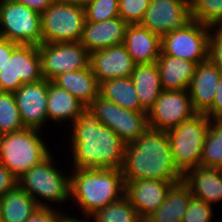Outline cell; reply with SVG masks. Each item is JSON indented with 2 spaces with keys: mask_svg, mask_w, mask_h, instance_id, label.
Listing matches in <instances>:
<instances>
[{
  "mask_svg": "<svg viewBox=\"0 0 222 222\" xmlns=\"http://www.w3.org/2000/svg\"><path fill=\"white\" fill-rule=\"evenodd\" d=\"M20 44L12 42L7 39L0 38V72L6 66L9 61L12 52L19 46Z\"/></svg>",
  "mask_w": 222,
  "mask_h": 222,
  "instance_id": "cell-40",
  "label": "cell"
},
{
  "mask_svg": "<svg viewBox=\"0 0 222 222\" xmlns=\"http://www.w3.org/2000/svg\"><path fill=\"white\" fill-rule=\"evenodd\" d=\"M212 27L192 20L183 29L161 37V53L199 64L209 59Z\"/></svg>",
  "mask_w": 222,
  "mask_h": 222,
  "instance_id": "cell-9",
  "label": "cell"
},
{
  "mask_svg": "<svg viewBox=\"0 0 222 222\" xmlns=\"http://www.w3.org/2000/svg\"><path fill=\"white\" fill-rule=\"evenodd\" d=\"M71 145L74 169H120L126 143L86 107L72 124Z\"/></svg>",
  "mask_w": 222,
  "mask_h": 222,
  "instance_id": "cell-1",
  "label": "cell"
},
{
  "mask_svg": "<svg viewBox=\"0 0 222 222\" xmlns=\"http://www.w3.org/2000/svg\"><path fill=\"white\" fill-rule=\"evenodd\" d=\"M195 114L188 90H163L147 112L148 127L168 131Z\"/></svg>",
  "mask_w": 222,
  "mask_h": 222,
  "instance_id": "cell-13",
  "label": "cell"
},
{
  "mask_svg": "<svg viewBox=\"0 0 222 222\" xmlns=\"http://www.w3.org/2000/svg\"><path fill=\"white\" fill-rule=\"evenodd\" d=\"M100 123L114 131L126 144L137 140L149 127L146 111H132L97 96L88 106Z\"/></svg>",
  "mask_w": 222,
  "mask_h": 222,
  "instance_id": "cell-10",
  "label": "cell"
},
{
  "mask_svg": "<svg viewBox=\"0 0 222 222\" xmlns=\"http://www.w3.org/2000/svg\"><path fill=\"white\" fill-rule=\"evenodd\" d=\"M39 206L18 184L0 198L3 222H25Z\"/></svg>",
  "mask_w": 222,
  "mask_h": 222,
  "instance_id": "cell-27",
  "label": "cell"
},
{
  "mask_svg": "<svg viewBox=\"0 0 222 222\" xmlns=\"http://www.w3.org/2000/svg\"><path fill=\"white\" fill-rule=\"evenodd\" d=\"M86 106L68 91L48 81L47 114L55 123L68 121L72 125ZM71 119V120H70Z\"/></svg>",
  "mask_w": 222,
  "mask_h": 222,
  "instance_id": "cell-24",
  "label": "cell"
},
{
  "mask_svg": "<svg viewBox=\"0 0 222 222\" xmlns=\"http://www.w3.org/2000/svg\"><path fill=\"white\" fill-rule=\"evenodd\" d=\"M209 59L222 73V31L212 27L209 43Z\"/></svg>",
  "mask_w": 222,
  "mask_h": 222,
  "instance_id": "cell-36",
  "label": "cell"
},
{
  "mask_svg": "<svg viewBox=\"0 0 222 222\" xmlns=\"http://www.w3.org/2000/svg\"><path fill=\"white\" fill-rule=\"evenodd\" d=\"M193 197L212 205L222 201V169L198 166L183 174Z\"/></svg>",
  "mask_w": 222,
  "mask_h": 222,
  "instance_id": "cell-21",
  "label": "cell"
},
{
  "mask_svg": "<svg viewBox=\"0 0 222 222\" xmlns=\"http://www.w3.org/2000/svg\"><path fill=\"white\" fill-rule=\"evenodd\" d=\"M191 21L189 0H150L140 24L163 37L169 32L183 29Z\"/></svg>",
  "mask_w": 222,
  "mask_h": 222,
  "instance_id": "cell-14",
  "label": "cell"
},
{
  "mask_svg": "<svg viewBox=\"0 0 222 222\" xmlns=\"http://www.w3.org/2000/svg\"><path fill=\"white\" fill-rule=\"evenodd\" d=\"M52 157L50 154L17 180L18 185L35 200L39 207H51L42 200L62 203L70 199V175H64L61 170L53 166Z\"/></svg>",
  "mask_w": 222,
  "mask_h": 222,
  "instance_id": "cell-6",
  "label": "cell"
},
{
  "mask_svg": "<svg viewBox=\"0 0 222 222\" xmlns=\"http://www.w3.org/2000/svg\"><path fill=\"white\" fill-rule=\"evenodd\" d=\"M40 131L24 128L0 137V162L17 180L51 154L39 136Z\"/></svg>",
  "mask_w": 222,
  "mask_h": 222,
  "instance_id": "cell-4",
  "label": "cell"
},
{
  "mask_svg": "<svg viewBox=\"0 0 222 222\" xmlns=\"http://www.w3.org/2000/svg\"><path fill=\"white\" fill-rule=\"evenodd\" d=\"M18 184L17 179L0 162V198Z\"/></svg>",
  "mask_w": 222,
  "mask_h": 222,
  "instance_id": "cell-39",
  "label": "cell"
},
{
  "mask_svg": "<svg viewBox=\"0 0 222 222\" xmlns=\"http://www.w3.org/2000/svg\"><path fill=\"white\" fill-rule=\"evenodd\" d=\"M135 64L156 63L161 53V37L141 24H129L124 42Z\"/></svg>",
  "mask_w": 222,
  "mask_h": 222,
  "instance_id": "cell-20",
  "label": "cell"
},
{
  "mask_svg": "<svg viewBox=\"0 0 222 222\" xmlns=\"http://www.w3.org/2000/svg\"><path fill=\"white\" fill-rule=\"evenodd\" d=\"M178 182H168L153 179H141L125 182V196L144 220L156 211L165 201L171 186Z\"/></svg>",
  "mask_w": 222,
  "mask_h": 222,
  "instance_id": "cell-16",
  "label": "cell"
},
{
  "mask_svg": "<svg viewBox=\"0 0 222 222\" xmlns=\"http://www.w3.org/2000/svg\"><path fill=\"white\" fill-rule=\"evenodd\" d=\"M52 1L57 3L76 5V6H84L86 3V0H52Z\"/></svg>",
  "mask_w": 222,
  "mask_h": 222,
  "instance_id": "cell-42",
  "label": "cell"
},
{
  "mask_svg": "<svg viewBox=\"0 0 222 222\" xmlns=\"http://www.w3.org/2000/svg\"><path fill=\"white\" fill-rule=\"evenodd\" d=\"M60 222H88V221H86V219L85 220H83V219L80 220V219H77L76 217L74 218L73 216L70 217L69 214H68V216H66L63 213L61 215Z\"/></svg>",
  "mask_w": 222,
  "mask_h": 222,
  "instance_id": "cell-43",
  "label": "cell"
},
{
  "mask_svg": "<svg viewBox=\"0 0 222 222\" xmlns=\"http://www.w3.org/2000/svg\"><path fill=\"white\" fill-rule=\"evenodd\" d=\"M52 82L75 96L86 107L99 95V82L90 65L79 71L59 74Z\"/></svg>",
  "mask_w": 222,
  "mask_h": 222,
  "instance_id": "cell-23",
  "label": "cell"
},
{
  "mask_svg": "<svg viewBox=\"0 0 222 222\" xmlns=\"http://www.w3.org/2000/svg\"><path fill=\"white\" fill-rule=\"evenodd\" d=\"M18 3L31 8L39 14H42L53 3L52 0H15Z\"/></svg>",
  "mask_w": 222,
  "mask_h": 222,
  "instance_id": "cell-41",
  "label": "cell"
},
{
  "mask_svg": "<svg viewBox=\"0 0 222 222\" xmlns=\"http://www.w3.org/2000/svg\"><path fill=\"white\" fill-rule=\"evenodd\" d=\"M204 114L210 120L222 119V75L215 91L213 105Z\"/></svg>",
  "mask_w": 222,
  "mask_h": 222,
  "instance_id": "cell-38",
  "label": "cell"
},
{
  "mask_svg": "<svg viewBox=\"0 0 222 222\" xmlns=\"http://www.w3.org/2000/svg\"><path fill=\"white\" fill-rule=\"evenodd\" d=\"M131 78L141 107L148 112L163 91L157 64H136Z\"/></svg>",
  "mask_w": 222,
  "mask_h": 222,
  "instance_id": "cell-26",
  "label": "cell"
},
{
  "mask_svg": "<svg viewBox=\"0 0 222 222\" xmlns=\"http://www.w3.org/2000/svg\"><path fill=\"white\" fill-rule=\"evenodd\" d=\"M0 38L40 46L41 14L15 0H0Z\"/></svg>",
  "mask_w": 222,
  "mask_h": 222,
  "instance_id": "cell-7",
  "label": "cell"
},
{
  "mask_svg": "<svg viewBox=\"0 0 222 222\" xmlns=\"http://www.w3.org/2000/svg\"><path fill=\"white\" fill-rule=\"evenodd\" d=\"M213 207L205 201L192 197L183 215L182 222H213Z\"/></svg>",
  "mask_w": 222,
  "mask_h": 222,
  "instance_id": "cell-35",
  "label": "cell"
},
{
  "mask_svg": "<svg viewBox=\"0 0 222 222\" xmlns=\"http://www.w3.org/2000/svg\"><path fill=\"white\" fill-rule=\"evenodd\" d=\"M201 166L222 169V119L210 120L201 154Z\"/></svg>",
  "mask_w": 222,
  "mask_h": 222,
  "instance_id": "cell-29",
  "label": "cell"
},
{
  "mask_svg": "<svg viewBox=\"0 0 222 222\" xmlns=\"http://www.w3.org/2000/svg\"><path fill=\"white\" fill-rule=\"evenodd\" d=\"M42 76L52 81L59 74L79 71L90 65V53L80 42L42 43Z\"/></svg>",
  "mask_w": 222,
  "mask_h": 222,
  "instance_id": "cell-11",
  "label": "cell"
},
{
  "mask_svg": "<svg viewBox=\"0 0 222 222\" xmlns=\"http://www.w3.org/2000/svg\"><path fill=\"white\" fill-rule=\"evenodd\" d=\"M221 75V71L210 59L196 65L188 91L193 108L197 113L204 114L213 105Z\"/></svg>",
  "mask_w": 222,
  "mask_h": 222,
  "instance_id": "cell-19",
  "label": "cell"
},
{
  "mask_svg": "<svg viewBox=\"0 0 222 222\" xmlns=\"http://www.w3.org/2000/svg\"><path fill=\"white\" fill-rule=\"evenodd\" d=\"M43 79L38 46L20 44L0 72V91L14 93L23 84Z\"/></svg>",
  "mask_w": 222,
  "mask_h": 222,
  "instance_id": "cell-12",
  "label": "cell"
},
{
  "mask_svg": "<svg viewBox=\"0 0 222 222\" xmlns=\"http://www.w3.org/2000/svg\"><path fill=\"white\" fill-rule=\"evenodd\" d=\"M135 65L123 43L90 53V66L99 83L131 77Z\"/></svg>",
  "mask_w": 222,
  "mask_h": 222,
  "instance_id": "cell-17",
  "label": "cell"
},
{
  "mask_svg": "<svg viewBox=\"0 0 222 222\" xmlns=\"http://www.w3.org/2000/svg\"><path fill=\"white\" fill-rule=\"evenodd\" d=\"M91 218L93 222H143L126 196L98 210Z\"/></svg>",
  "mask_w": 222,
  "mask_h": 222,
  "instance_id": "cell-30",
  "label": "cell"
},
{
  "mask_svg": "<svg viewBox=\"0 0 222 222\" xmlns=\"http://www.w3.org/2000/svg\"><path fill=\"white\" fill-rule=\"evenodd\" d=\"M163 90H188L194 77L196 63L160 54L156 61Z\"/></svg>",
  "mask_w": 222,
  "mask_h": 222,
  "instance_id": "cell-22",
  "label": "cell"
},
{
  "mask_svg": "<svg viewBox=\"0 0 222 222\" xmlns=\"http://www.w3.org/2000/svg\"><path fill=\"white\" fill-rule=\"evenodd\" d=\"M150 0H119V16L129 24H140Z\"/></svg>",
  "mask_w": 222,
  "mask_h": 222,
  "instance_id": "cell-34",
  "label": "cell"
},
{
  "mask_svg": "<svg viewBox=\"0 0 222 222\" xmlns=\"http://www.w3.org/2000/svg\"><path fill=\"white\" fill-rule=\"evenodd\" d=\"M61 215L52 207H39L25 222H60Z\"/></svg>",
  "mask_w": 222,
  "mask_h": 222,
  "instance_id": "cell-37",
  "label": "cell"
},
{
  "mask_svg": "<svg viewBox=\"0 0 222 222\" xmlns=\"http://www.w3.org/2000/svg\"><path fill=\"white\" fill-rule=\"evenodd\" d=\"M48 80L23 84L14 92L16 105L25 128L43 130L47 114Z\"/></svg>",
  "mask_w": 222,
  "mask_h": 222,
  "instance_id": "cell-15",
  "label": "cell"
},
{
  "mask_svg": "<svg viewBox=\"0 0 222 222\" xmlns=\"http://www.w3.org/2000/svg\"><path fill=\"white\" fill-rule=\"evenodd\" d=\"M85 22L84 6L53 2L41 14L42 43L80 42Z\"/></svg>",
  "mask_w": 222,
  "mask_h": 222,
  "instance_id": "cell-8",
  "label": "cell"
},
{
  "mask_svg": "<svg viewBox=\"0 0 222 222\" xmlns=\"http://www.w3.org/2000/svg\"><path fill=\"white\" fill-rule=\"evenodd\" d=\"M215 28L222 31V21Z\"/></svg>",
  "mask_w": 222,
  "mask_h": 222,
  "instance_id": "cell-44",
  "label": "cell"
},
{
  "mask_svg": "<svg viewBox=\"0 0 222 222\" xmlns=\"http://www.w3.org/2000/svg\"><path fill=\"white\" fill-rule=\"evenodd\" d=\"M70 174V198L81 207L88 220L98 210L125 196L120 169H73Z\"/></svg>",
  "mask_w": 222,
  "mask_h": 222,
  "instance_id": "cell-3",
  "label": "cell"
},
{
  "mask_svg": "<svg viewBox=\"0 0 222 222\" xmlns=\"http://www.w3.org/2000/svg\"><path fill=\"white\" fill-rule=\"evenodd\" d=\"M25 128L16 105L14 93L0 91V133L17 132Z\"/></svg>",
  "mask_w": 222,
  "mask_h": 222,
  "instance_id": "cell-31",
  "label": "cell"
},
{
  "mask_svg": "<svg viewBox=\"0 0 222 222\" xmlns=\"http://www.w3.org/2000/svg\"><path fill=\"white\" fill-rule=\"evenodd\" d=\"M99 96L122 108L132 111H145L131 77L109 79L99 83Z\"/></svg>",
  "mask_w": 222,
  "mask_h": 222,
  "instance_id": "cell-28",
  "label": "cell"
},
{
  "mask_svg": "<svg viewBox=\"0 0 222 222\" xmlns=\"http://www.w3.org/2000/svg\"><path fill=\"white\" fill-rule=\"evenodd\" d=\"M127 27L121 17L100 22L86 21L80 43L89 53L122 44Z\"/></svg>",
  "mask_w": 222,
  "mask_h": 222,
  "instance_id": "cell-18",
  "label": "cell"
},
{
  "mask_svg": "<svg viewBox=\"0 0 222 222\" xmlns=\"http://www.w3.org/2000/svg\"><path fill=\"white\" fill-rule=\"evenodd\" d=\"M192 197L189 187L183 181L173 184L166 194L164 203L143 222H182Z\"/></svg>",
  "mask_w": 222,
  "mask_h": 222,
  "instance_id": "cell-25",
  "label": "cell"
},
{
  "mask_svg": "<svg viewBox=\"0 0 222 222\" xmlns=\"http://www.w3.org/2000/svg\"><path fill=\"white\" fill-rule=\"evenodd\" d=\"M124 182L141 179L180 182L167 131L148 128L137 140L126 144L121 168Z\"/></svg>",
  "mask_w": 222,
  "mask_h": 222,
  "instance_id": "cell-2",
  "label": "cell"
},
{
  "mask_svg": "<svg viewBox=\"0 0 222 222\" xmlns=\"http://www.w3.org/2000/svg\"><path fill=\"white\" fill-rule=\"evenodd\" d=\"M86 21L100 22L119 16V0H86Z\"/></svg>",
  "mask_w": 222,
  "mask_h": 222,
  "instance_id": "cell-33",
  "label": "cell"
},
{
  "mask_svg": "<svg viewBox=\"0 0 222 222\" xmlns=\"http://www.w3.org/2000/svg\"><path fill=\"white\" fill-rule=\"evenodd\" d=\"M209 126L210 119L205 114L197 113L167 131L174 163L182 174L201 165Z\"/></svg>",
  "mask_w": 222,
  "mask_h": 222,
  "instance_id": "cell-5",
  "label": "cell"
},
{
  "mask_svg": "<svg viewBox=\"0 0 222 222\" xmlns=\"http://www.w3.org/2000/svg\"><path fill=\"white\" fill-rule=\"evenodd\" d=\"M192 20L209 27L222 21V0H189Z\"/></svg>",
  "mask_w": 222,
  "mask_h": 222,
  "instance_id": "cell-32",
  "label": "cell"
}]
</instances>
